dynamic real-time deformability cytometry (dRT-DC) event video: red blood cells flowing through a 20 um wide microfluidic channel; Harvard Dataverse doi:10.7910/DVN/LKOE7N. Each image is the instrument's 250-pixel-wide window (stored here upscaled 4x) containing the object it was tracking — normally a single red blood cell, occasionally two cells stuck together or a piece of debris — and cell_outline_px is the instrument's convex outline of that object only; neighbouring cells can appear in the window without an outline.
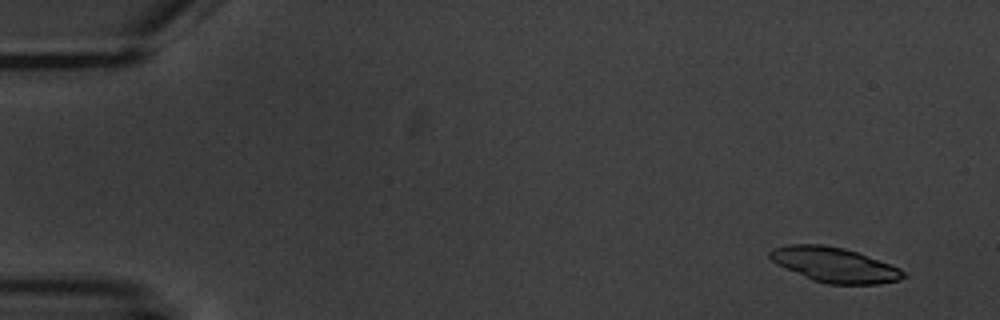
{"species": "common noctule bat (a hibernating species)", "species_latin": "Nyctalus noctula", "temperature_condition": "warm", "stored_images_in_passage": 6, "camera_frame_rate_fps": 3000, "um_per_image_px": 0.085, "animal": {"sex": "male", "body_mass_g": 20.1, "forearm_length_mm": 53.5}, "frame": {"image": 1, "passage_image": 1, "time_ms": 0.0, "image_size_px": [1000, 320], "cell_outline_px": [[908, 276], [900, 280], [880, 284], [828, 284], [812, 280], [772, 260], [768, 256], [768, 252], [772, 248], [788, 244], [824, 244], [844, 248], [856, 252], [900, 268]], "centroid_in_image_um": [70.95, 22.5], "position_along_channel_um": 14.0, "area_um2": 26.88}}